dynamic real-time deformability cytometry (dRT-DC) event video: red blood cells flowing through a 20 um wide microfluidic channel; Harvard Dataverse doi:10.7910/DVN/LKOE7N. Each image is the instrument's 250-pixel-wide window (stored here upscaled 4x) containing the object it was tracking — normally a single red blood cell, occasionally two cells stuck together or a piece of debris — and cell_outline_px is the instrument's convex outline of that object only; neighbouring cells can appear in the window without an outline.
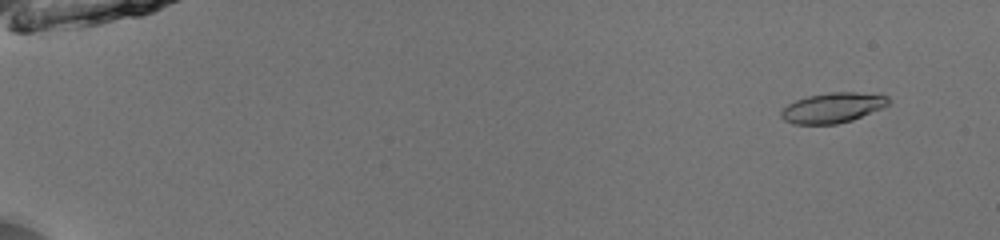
{"species": "common noctule bat (a hibernating species)", "species_latin": "Nyctalus noctula", "temperature_condition": "room temperature", "stored_images_in_passage": 53, "camera_frame_rate_fps": 3000, "um_per_image_px": 0.085, "animal": {"sex": "male", "body_mass_g": 13.0, "forearm_length_mm": 53.1}, "frame": {"image": 1, "passage_image": 5, "time_ms": 1.333, "image_size_px": [1000, 240], "cell_outline_px": [[892, 100], [888, 104], [880, 108], [852, 120], [836, 124], [792, 124], [784, 120], [780, 116], [780, 112], [788, 104], [796, 100], [808, 96], [828, 92], [880, 92], [888, 96]], "centroid_in_image_um": [70.81, 9.13], "position_along_channel_um": 14.2, "area_um2": 19.07}}
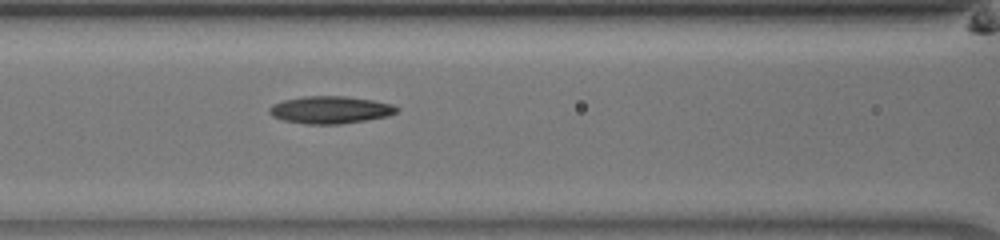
{"frame": {"image": 2, "passage_image": 26, "time_ms": 8.333, "image_size_px": [1000, 240], "cell_outline_px": [[400, 108], [396, 112], [388, 116], [340, 124], [308, 124], [284, 120], [272, 116], [268, 112], [268, 108], [272, 104], [284, 100], [304, 96], [344, 96], [372, 100], [392, 104]], "centroid_in_image_um": [28.06, 9.33], "position_along_channel_um": 138.5, "area_um2": 20.23}}
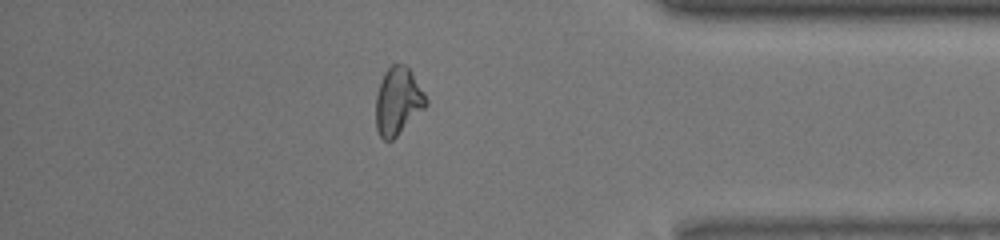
{"frame": {"image": 3, "passage_image": 47, "time_ms": 15.333, "image_size_px": [1000, 240], "cell_outline_px": [[428, 104], [392, 140], [384, 140], [380, 136], [376, 128], [376, 96], [384, 72], [392, 64], [404, 64], [412, 72], [424, 92], [428, 100]], "centroid_in_image_um": [33.82, 8.58], "position_along_channel_um": 401.4, "area_um2": 19.48}, "authors_computed_cell_mechanics": {"area_um2": 19.2474, "velocity_mm_per_s": 4.0102, "shape_relaxation_time_tau1_ms": 6.5119, "shape_relaxation_time_tau2_ms": 4.8329, "deformation_change_tau1": 0.1525, "deformation_change_tau2": 0.1384}}